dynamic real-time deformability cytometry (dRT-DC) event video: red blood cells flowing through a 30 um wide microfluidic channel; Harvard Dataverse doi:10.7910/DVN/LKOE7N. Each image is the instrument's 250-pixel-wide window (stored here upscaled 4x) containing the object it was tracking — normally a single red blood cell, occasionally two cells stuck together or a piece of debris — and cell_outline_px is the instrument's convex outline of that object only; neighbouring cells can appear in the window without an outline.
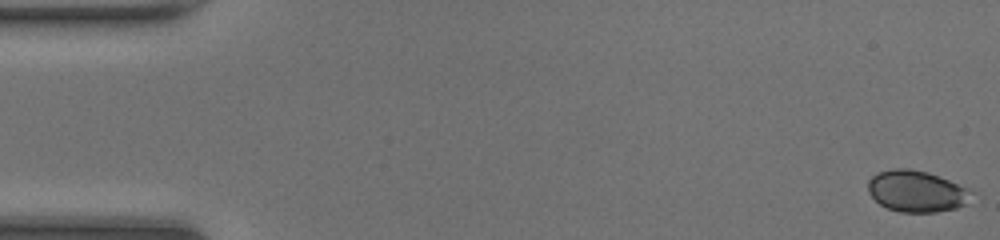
{"species": "common noctule bat (a hibernating species)", "species_latin": "Nyctalus noctula", "temperature_condition": "room temperature", "stored_images_in_passage": 25, "camera_frame_rate_fps": 3000, "um_per_image_px": 0.085, "animal": {"sex": "female", "body_mass_g": 20.0, "forearm_length_mm": 54.0}, "frame": {"image": 1, "passage_image": 1, "time_ms": 0.0, "image_size_px": [1000, 240], "cell_outline_px": [[964, 204], [956, 208], [936, 212], [900, 212], [888, 208], [880, 204], [868, 192], [868, 180], [872, 176], [880, 172], [896, 168], [908, 168], [928, 172], [948, 180], [964, 188]], "centroid_in_image_um": [77.76, 16.25], "position_along_channel_um": 7.2, "area_um2": 23.99}}
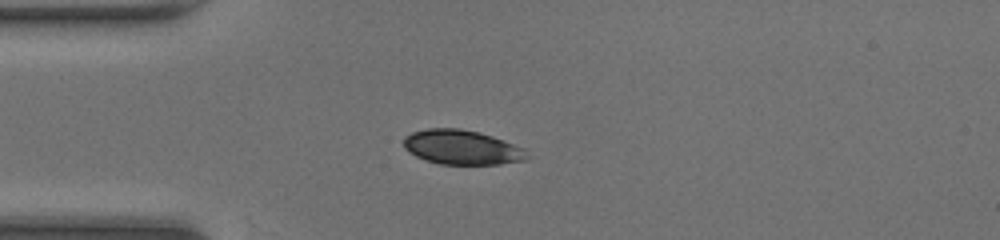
{"frame": {"image": 2, "passage_image": 13, "time_ms": 4.0, "image_size_px": [1000, 240], "cell_outline_px": [[528, 156], [524, 160], [500, 164], [440, 164], [416, 156], [408, 152], [404, 148], [404, 136], [412, 132], [428, 128], [460, 128], [480, 132], [492, 136], [524, 148]], "centroid_in_image_um": [39.23, 12.51], "position_along_channel_um": 45.8, "area_um2": 24.74}}
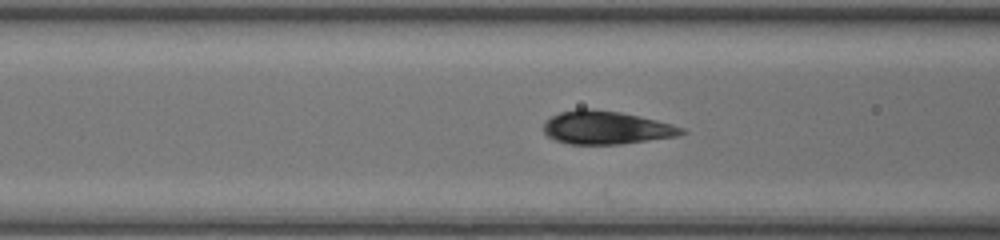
{"frame": {"image": 3, "passage_image": 19, "time_ms": 6.0, "image_size_px": [1000, 240], "cell_outline_px": [[688, 132], [680, 136], [620, 144], [568, 144], [556, 140], [548, 136], [544, 132], [544, 120], [560, 112], [576, 108], [592, 108], [620, 112], [640, 116], [672, 124], [684, 128]], "centroid_in_image_um": [51.54, 10.84], "position_along_channel_um": 115.1, "area_um2": 26.93}}